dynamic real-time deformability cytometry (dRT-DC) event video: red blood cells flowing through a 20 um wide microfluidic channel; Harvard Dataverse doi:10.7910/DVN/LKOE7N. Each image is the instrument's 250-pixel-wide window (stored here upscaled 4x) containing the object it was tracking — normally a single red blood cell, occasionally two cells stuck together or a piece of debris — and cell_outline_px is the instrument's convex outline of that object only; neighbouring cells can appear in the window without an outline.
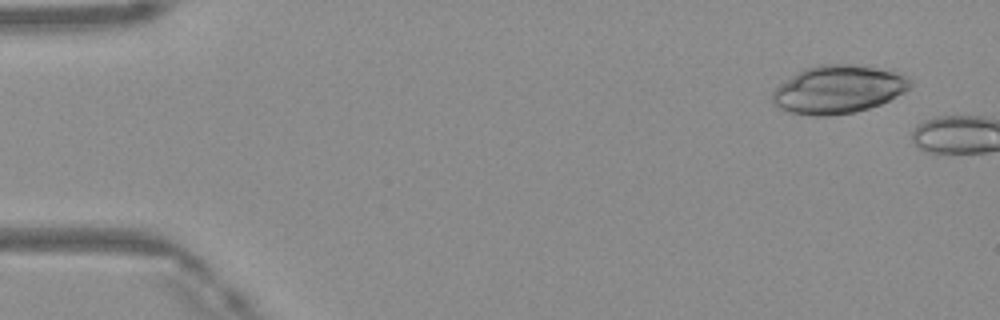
{"species": "Egyptian fruit bat (a non-hibernating species)", "species_latin": "Rousettus aegyptiacus", "temperature_condition": "warm", "stored_images_in_passage": 5, "camera_frame_rate_fps": 3000, "um_per_image_px": 0.085, "frame": {"image": 1, "passage_image": 3, "time_ms": 0.667, "image_size_px": [1000, 320], "cell_outline_px": [[912, 84], [904, 92], [880, 104], [868, 108], [852, 112], [828, 116], [812, 116], [788, 112], [780, 108], [772, 100], [772, 92], [780, 84], [804, 68], [820, 64], [856, 64], [892, 68], [912, 80]], "centroid_in_image_um": [71.29, 7.57], "position_along_channel_um": 13.7, "area_um2": 38.9}}